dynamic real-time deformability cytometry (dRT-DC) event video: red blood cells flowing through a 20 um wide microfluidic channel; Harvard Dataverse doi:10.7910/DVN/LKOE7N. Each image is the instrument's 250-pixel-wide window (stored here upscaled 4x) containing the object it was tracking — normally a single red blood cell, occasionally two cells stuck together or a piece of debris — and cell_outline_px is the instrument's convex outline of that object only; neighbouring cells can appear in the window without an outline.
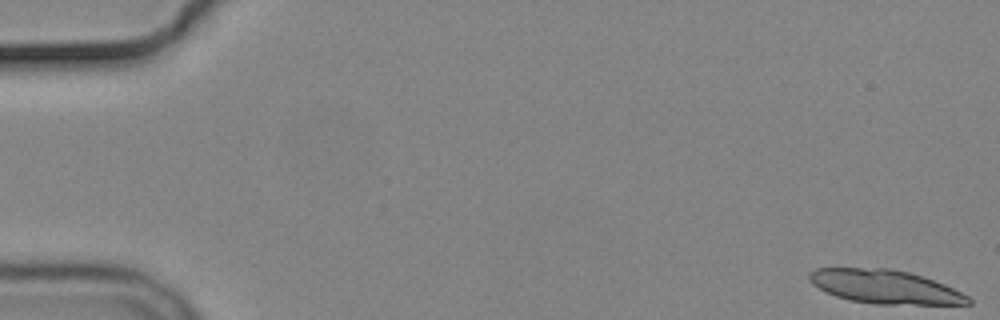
{"species": "common noctule bat (a hibernating species)", "species_latin": "Nyctalus noctula", "temperature_condition": "cold", "stored_images_in_passage": 4, "camera_frame_rate_fps": 3000, "um_per_image_px": 0.085, "animal": {"sex": "male", "body_mass_g": 19.2, "forearm_length_mm": 51.8}, "frame": {"image": 1, "passage_image": 4, "time_ms": 4.667, "image_size_px": [1000, 320], "cell_outline_px": [[972, 304], [876, 304], [852, 300], [836, 296], [812, 284], [808, 280], [808, 272], [816, 268], [892, 268], [924, 276], [944, 284], [968, 296], [972, 300]], "centroid_in_image_um": [75.22, 24.36], "position_along_channel_um": 9.8, "area_um2": 31.1}}